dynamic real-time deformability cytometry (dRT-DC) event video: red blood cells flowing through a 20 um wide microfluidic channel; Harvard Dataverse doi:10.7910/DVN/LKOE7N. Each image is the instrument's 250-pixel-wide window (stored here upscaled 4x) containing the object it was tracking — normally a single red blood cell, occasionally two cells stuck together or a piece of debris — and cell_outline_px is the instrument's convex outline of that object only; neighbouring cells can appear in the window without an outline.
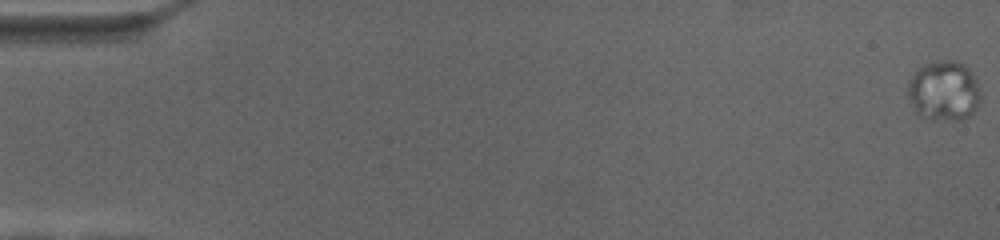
{"species": "human", "species_latin": "Homo sapiens", "temperature_condition": "cold", "stored_images_in_passage": 71, "camera_frame_rate_fps": 3000, "um_per_image_px": 0.085, "donor": {"sex": "female"}, "frame": {"image": 1, "passage_image": 1, "time_ms": 0.0, "image_size_px": [1000, 240], "cell_outline_px": [[980, 100], [976, 108], [968, 116], [960, 120], [932, 120], [920, 116], [916, 112], [908, 96], [908, 80], [924, 64], [940, 60], [956, 60], [964, 64], [968, 68], [976, 80], [980, 88]], "centroid_in_image_um": [80.24, 7.73], "position_along_channel_um": 4.8, "area_um2": 25.49}}
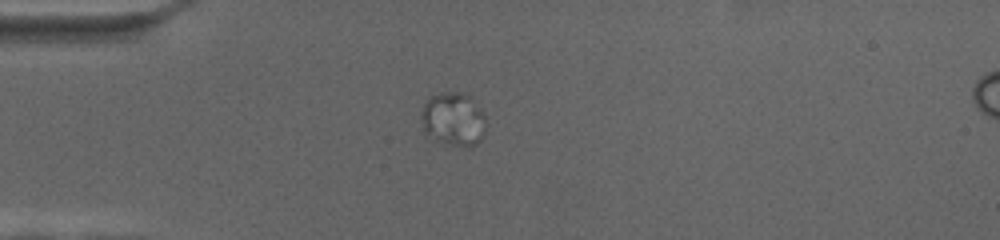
{"frame": {"image": 2, "passage_image": 21, "time_ms": 6.667, "image_size_px": [1000, 240], "cell_outline_px": [[484, 132], [480, 140], [476, 144], [468, 148], [436, 140], [424, 132], [420, 116], [420, 112], [428, 96], [440, 92], [464, 92], [472, 96], [484, 116]], "centroid_in_image_um": [38.5, 10.09], "position_along_channel_um": 46.5, "area_um2": 20.4}}
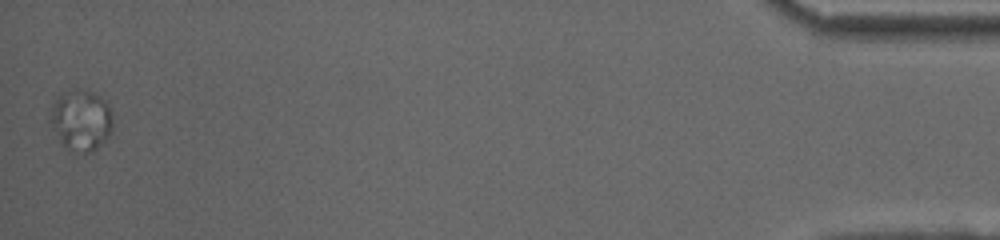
{"frame": {"image": 3, "passage_image": 71, "time_ms": 23.333, "image_size_px": [1000, 240], "cell_outline_px": [[112, 128], [108, 136], [96, 148], [88, 152], [72, 152], [60, 144], [48, 120], [52, 104], [64, 92], [84, 88], [92, 92], [104, 100], [108, 104], [112, 112]], "centroid_in_image_um": [6.86, 10.22], "position_along_channel_um": 428.3, "area_um2": 22.31}}